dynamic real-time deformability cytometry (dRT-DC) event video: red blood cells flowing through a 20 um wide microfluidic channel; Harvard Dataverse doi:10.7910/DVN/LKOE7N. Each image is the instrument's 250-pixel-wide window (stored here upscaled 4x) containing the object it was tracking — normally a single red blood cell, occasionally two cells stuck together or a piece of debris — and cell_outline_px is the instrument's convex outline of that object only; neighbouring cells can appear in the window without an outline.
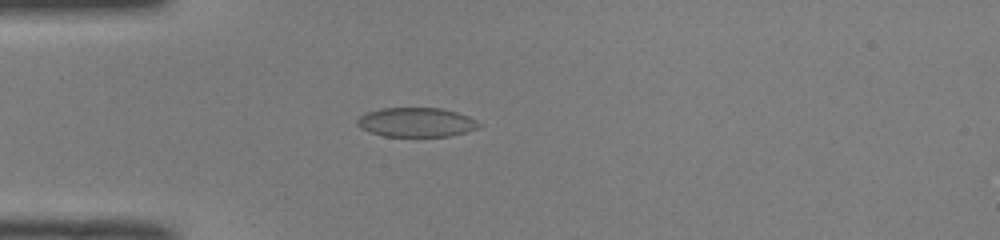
{"species": "common noctule bat (a hibernating species)", "species_latin": "Nyctalus noctula", "temperature_condition": "room temperature", "stored_images_in_passage": 40, "camera_frame_rate_fps": 3000, "um_per_image_px": 0.085, "animal": {"sex": "male", "body_mass_g": 19.0, "forearm_length_mm": 50.8}, "frame": {"image": 1, "passage_image": 4, "time_ms": 1.0, "image_size_px": [1000, 240], "cell_outline_px": [[480, 124], [476, 128], [464, 132], [448, 136], [384, 136], [368, 132], [360, 128], [356, 124], [356, 120], [364, 112], [380, 108], [440, 108], [456, 112], [468, 116], [476, 120]], "centroid_in_image_um": [35.3, 10.38], "position_along_channel_um": 49.7, "area_um2": 20.75}}
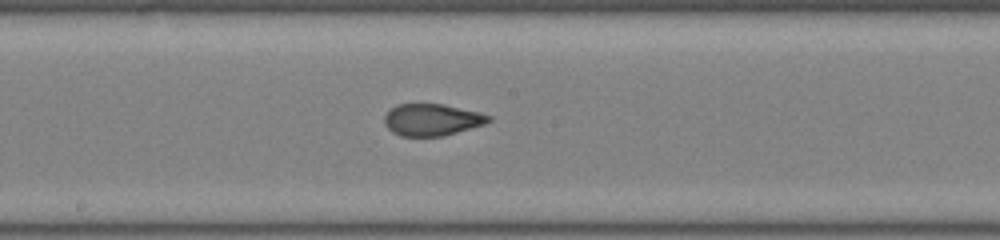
{"frame": {"image": 2, "passage_image": 17, "time_ms": 5.333, "image_size_px": [1000, 240], "cell_outline_px": [[492, 120], [484, 124], [444, 136], [400, 136], [392, 132], [384, 124], [384, 116], [396, 104], [444, 104], [480, 112], [492, 116]], "centroid_in_image_um": [36.72, 10.18], "position_along_channel_um": 211.5, "area_um2": 19.42}}
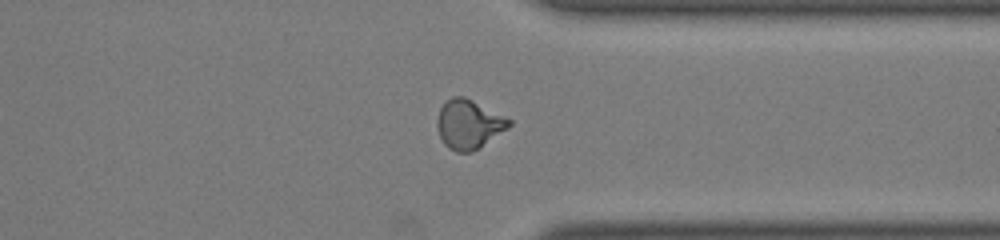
{"frame": {"image": 3, "passage_image": 29, "time_ms": 9.333, "image_size_px": [1000, 240], "cell_outline_px": [[512, 124], [508, 128], [480, 148], [472, 152], [456, 152], [448, 148], [444, 144], [440, 136], [436, 124], [436, 120], [440, 108], [452, 96], [464, 96], [512, 120]], "centroid_in_image_um": [39.84, 10.58], "position_along_channel_um": 371.6, "area_um2": 20.58}, "authors_computed_cell_mechanics": {"area_um2": 19.9699, "velocity_mm_per_s": 4.0313, "shape_relaxation_time_tau1_ms": null, "shape_relaxation_time_tau2_ms": 0.9343, "deformation_change_tau1": null, "deformation_change_tau2": 0.0532}}